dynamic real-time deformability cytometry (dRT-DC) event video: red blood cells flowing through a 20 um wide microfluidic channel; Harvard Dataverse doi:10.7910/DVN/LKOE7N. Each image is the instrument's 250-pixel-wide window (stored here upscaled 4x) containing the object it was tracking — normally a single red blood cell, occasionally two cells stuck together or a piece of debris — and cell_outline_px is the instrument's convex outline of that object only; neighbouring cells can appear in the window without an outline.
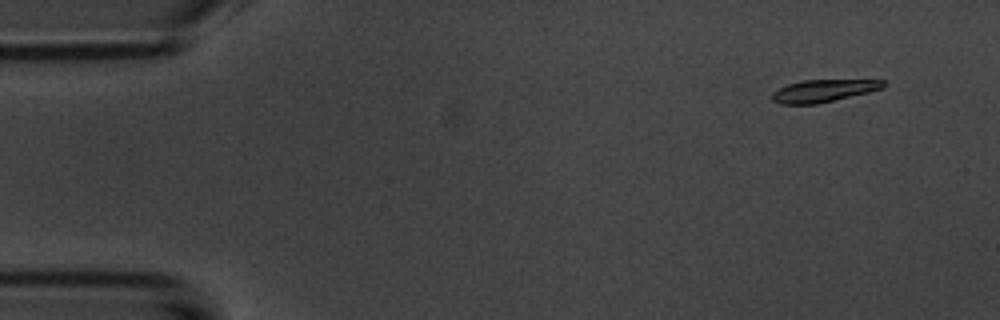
{"species": "common noctule bat (a hibernating species)", "species_latin": "Nyctalus noctula", "temperature_condition": "room temperature", "stored_images_in_passage": 5, "camera_frame_rate_fps": 3000, "um_per_image_px": 0.085, "animal": {"sex": "male", "body_mass_g": 20.1, "forearm_length_mm": 53.5}, "frame": {"image": 1, "passage_image": 2, "time_ms": 1.333, "image_size_px": [1000, 320], "cell_outline_px": [[884, 88], [868, 92], [816, 104], [780, 104], [772, 100], [772, 92], [788, 84], [804, 80], [884, 80]], "centroid_in_image_um": [69.97, 7.71], "position_along_channel_um": 15.0, "area_um2": 14.28}}
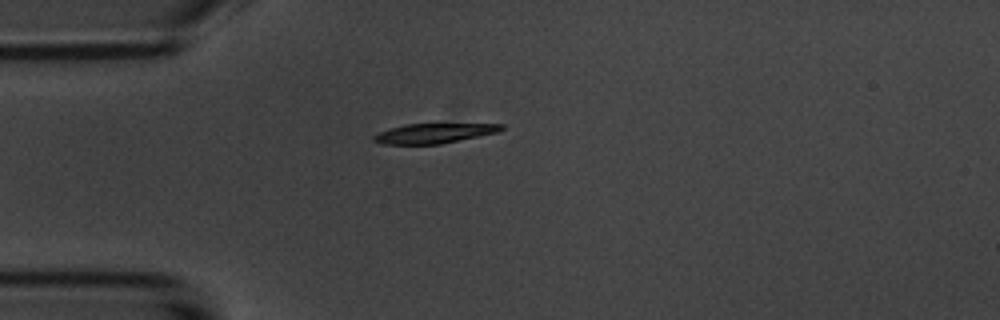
{"frame": {"image": 2, "passage_image": 5, "time_ms": 4.667, "image_size_px": [1000, 320], "cell_outline_px": [[504, 128], [500, 132], [440, 144], [380, 144], [372, 140], [372, 136], [380, 132], [404, 124], [504, 124]], "centroid_in_image_um": [36.9, 11.33], "position_along_channel_um": 48.1, "area_um2": 14.68}}